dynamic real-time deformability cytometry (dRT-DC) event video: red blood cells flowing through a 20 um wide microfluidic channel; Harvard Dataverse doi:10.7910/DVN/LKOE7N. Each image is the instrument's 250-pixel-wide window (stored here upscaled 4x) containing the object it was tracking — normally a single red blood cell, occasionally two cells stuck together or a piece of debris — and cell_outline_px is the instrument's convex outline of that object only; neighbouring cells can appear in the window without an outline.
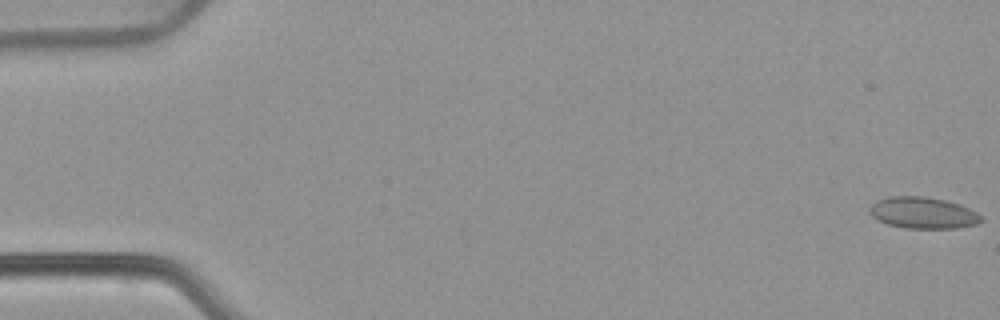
{"species": "common noctule bat (a hibernating species)", "species_latin": "Nyctalus noctula", "temperature_condition": "warm", "stored_images_in_passage": 55, "camera_frame_rate_fps": 3000, "um_per_image_px": 0.085, "animal": {"sex": "female", "body_mass_g": 22.7, "forearm_length_mm": 54.2}, "frame": {"image": 1, "passage_image": 1, "time_ms": 0.0, "image_size_px": [1000, 320], "cell_outline_px": [[984, 220], [976, 224], [956, 228], [904, 228], [888, 224], [872, 216], [872, 204], [876, 200], [888, 196], [924, 196], [944, 200], [960, 204], [976, 212]], "centroid_in_image_um": [78.48, 18.08], "position_along_channel_um": 6.5, "area_um2": 20.23}}
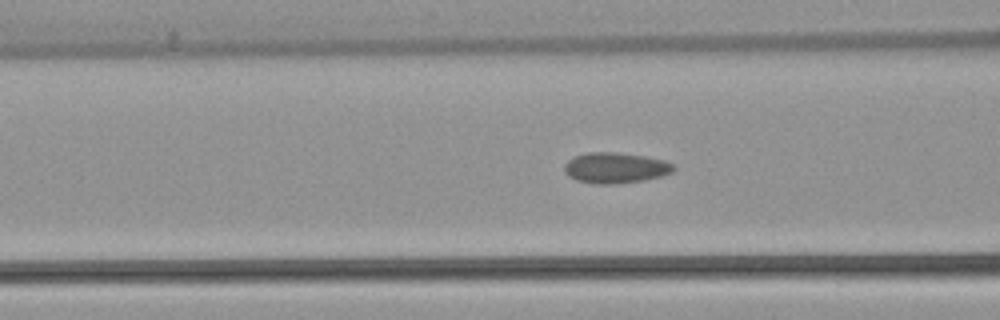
{"frame": {"image": 2, "passage_image": 22, "time_ms": 7.0, "image_size_px": [1000, 320], "cell_outline_px": [[676, 168], [672, 172], [660, 176], [644, 180], [616, 184], [592, 184], [576, 180], [568, 176], [564, 172], [564, 164], [572, 156], [588, 152], [616, 152], [644, 156], [664, 160], [672, 164]], "centroid_in_image_um": [52.26, 14.27], "position_along_channel_um": 114.3, "area_um2": 19.71}}
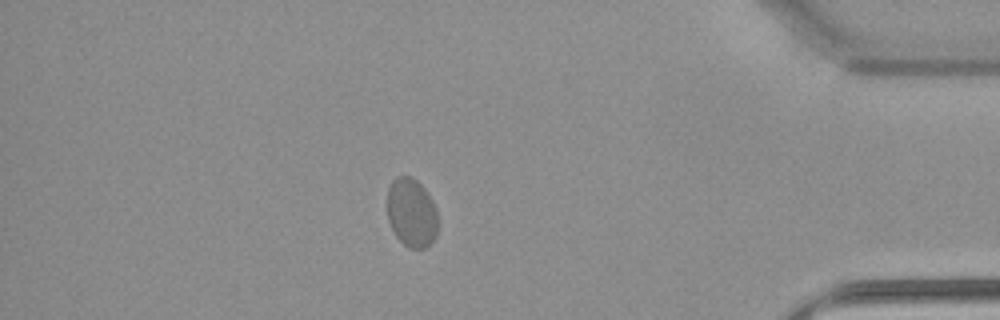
{"frame": {"image": 3, "passage_image": 48, "time_ms": 15.667, "image_size_px": [1000, 320], "cell_outline_px": [[436, 236], [424, 248], [408, 248], [396, 236], [388, 220], [388, 188], [392, 180], [396, 176], [412, 176], [424, 188], [432, 200], [436, 208]], "centroid_in_image_um": [34.96, 18.06], "position_along_channel_um": 400.2, "area_um2": 20.11}, "authors_computed_cell_mechanics": {"area_um2": 19.7098, "velocity_mm_per_s": 3.7581, "shape_relaxation_time_tau1_ms": 2.9758, "shape_relaxation_time_tau2_ms": 4.9782, "deformation_change_tau1": 0.0494, "deformation_change_tau2": 0.0718}}